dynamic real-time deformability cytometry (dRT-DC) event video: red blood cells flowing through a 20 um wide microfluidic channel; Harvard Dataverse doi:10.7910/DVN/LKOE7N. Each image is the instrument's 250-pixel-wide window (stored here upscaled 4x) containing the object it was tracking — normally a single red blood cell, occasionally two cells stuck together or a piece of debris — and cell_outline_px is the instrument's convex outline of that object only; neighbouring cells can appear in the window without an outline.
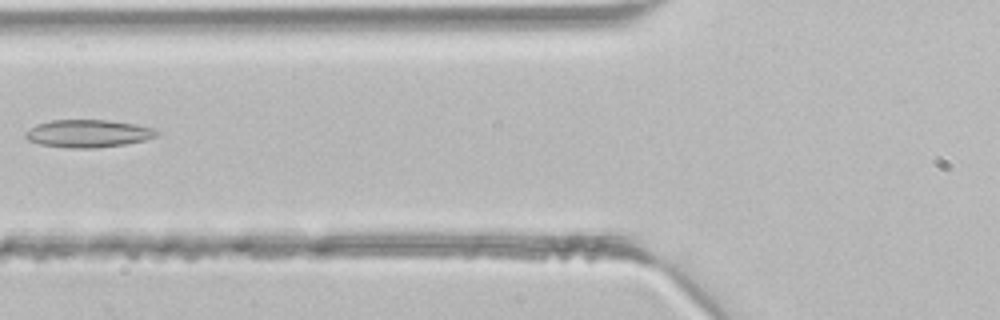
{"species": "common noctule bat (a hibernating species)", "species_latin": "Nyctalus noctula", "temperature_condition": "room temperature", "stored_images_in_passage": 3, "camera_frame_rate_fps": 3000, "um_per_image_px": 0.085, "animal": {"sex": "male", "body_mass_g": 21.5, "forearm_length_mm": 52.0}, "frame": {"image": 1, "passage_image": 3, "time_ms": 0.667, "image_size_px": [1000, 320], "cell_outline_px": [[156, 136], [144, 140], [124, 144], [96, 148], [68, 148], [40, 144], [28, 140], [24, 136], [24, 132], [36, 124], [52, 120], [108, 120], [136, 124], [152, 128], [156, 132]], "centroid_in_image_um": [7.43, 11.35], "position_along_channel_um": 118.4, "area_um2": 21.04}}